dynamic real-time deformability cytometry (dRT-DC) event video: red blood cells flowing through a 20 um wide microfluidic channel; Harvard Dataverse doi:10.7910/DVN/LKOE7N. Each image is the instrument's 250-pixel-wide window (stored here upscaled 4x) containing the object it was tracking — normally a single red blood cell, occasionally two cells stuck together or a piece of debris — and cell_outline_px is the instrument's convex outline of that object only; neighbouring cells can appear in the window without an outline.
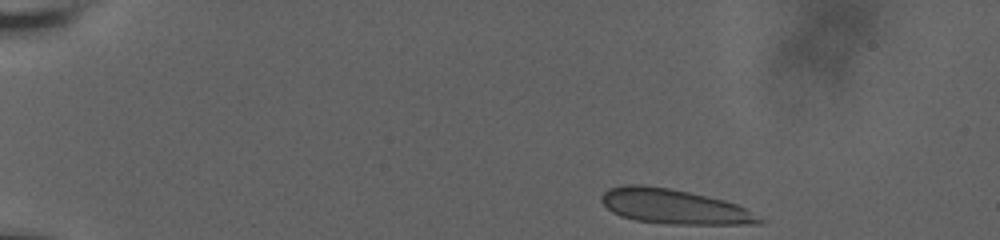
{"species": "human", "species_latin": "Homo sapiens", "temperature_condition": "room temperature", "stored_images_in_passage": 49, "camera_frame_rate_fps": 3000, "um_per_image_px": 0.085, "donor": {"sex": "male"}, "frame": {"image": 1, "passage_image": 1, "time_ms": 0.0, "image_size_px": [1000, 240], "cell_outline_px": [[768, 220], [760, 224], [668, 224], [636, 220], [620, 216], [612, 212], [600, 200], [600, 196], [608, 188], [624, 184], [644, 184], [668, 188], [708, 196], [724, 200], [736, 204]], "centroid_in_image_um": [57.29, 17.55], "position_along_channel_um": 27.7, "area_um2": 32.14}}
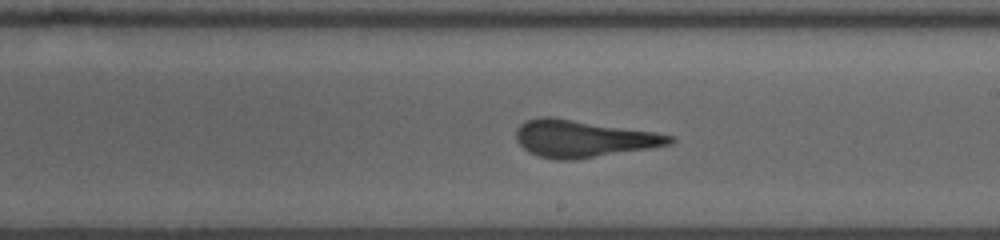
{"frame": {"image": 2, "passage_image": 27, "time_ms": 8.667, "image_size_px": [1000, 240], "cell_outline_px": [[676, 140], [672, 144], [652, 148], [572, 160], [556, 160], [536, 156], [528, 152], [516, 140], [516, 128], [520, 124], [528, 120], [540, 116], [552, 116], [656, 132], [676, 136]], "centroid_in_image_um": [49.58, 11.78], "position_along_channel_um": 239.4, "area_um2": 33.58}}
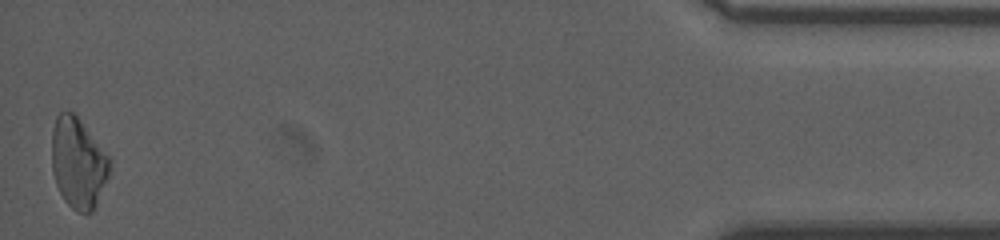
{"frame": {"image": 3, "passage_image": 49, "time_ms": 16.0, "image_size_px": [1000, 240], "cell_outline_px": [[112, 168], [96, 204], [92, 212], [76, 212], [64, 200], [56, 184], [52, 172], [52, 132], [56, 116], [60, 112], [72, 112], [76, 116], [112, 160]], "centroid_in_image_um": [6.65, 13.88], "position_along_channel_um": 428.6, "area_um2": 30.35}, "authors_computed_cell_mechanics": {"area_um2": 32.1368, "velocity_mm_per_s": 3.6564, "shape_relaxation_time_tau1_ms": 5.279, "shape_relaxation_time_tau2_ms": null, "deformation_change_tau1": 0.1161, "deformation_change_tau2": null}}